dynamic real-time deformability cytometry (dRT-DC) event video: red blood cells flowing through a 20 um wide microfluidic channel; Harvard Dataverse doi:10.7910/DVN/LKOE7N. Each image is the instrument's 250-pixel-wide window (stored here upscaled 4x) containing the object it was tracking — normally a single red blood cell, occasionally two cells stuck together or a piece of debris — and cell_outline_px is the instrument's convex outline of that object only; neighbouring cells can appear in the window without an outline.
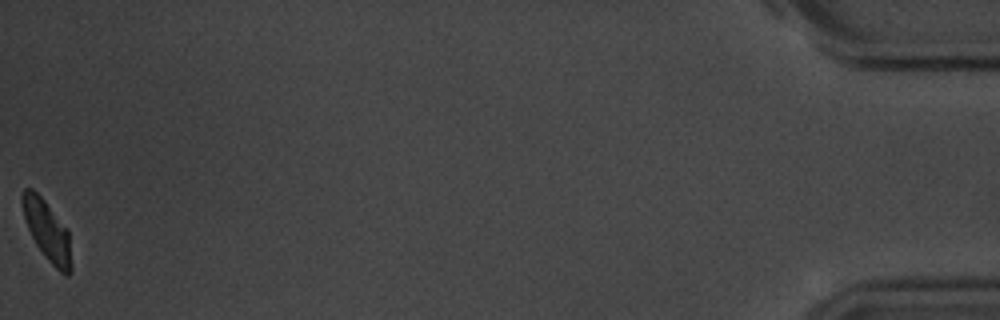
{"species": "common noctule bat (a hibernating species)", "species_latin": "Nyctalus noctula", "temperature_condition": "room temperature", "stored_images_in_passage": 56, "camera_frame_rate_fps": 3000, "um_per_image_px": 0.085, "animal": {"sex": "male", "body_mass_g": 20.1, "forearm_length_mm": 53.5}, "frame": {"image": 1, "passage_image": 56, "time_ms": 18.333, "image_size_px": [1000, 320], "cell_outline_px": [[72, 272], [68, 276], [64, 276], [48, 260], [36, 244], [28, 228], [24, 216], [20, 200], [20, 196], [24, 188], [32, 188], [44, 200], [68, 228], [72, 264]], "centroid_in_image_um": [4.03, 19.62], "position_along_channel_um": 431.2, "area_um2": 17.34}, "authors_computed_cell_mechanics": {"area_um2": 18.4382, "velocity_mm_per_s": 3.5661, "shape_relaxation_time_tau1_ms": 2.4064, "shape_relaxation_time_tau2_ms": 4.7959, "deformation_change_tau1": 0.1085, "deformation_change_tau2": 0.0964}}